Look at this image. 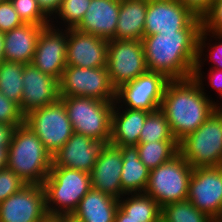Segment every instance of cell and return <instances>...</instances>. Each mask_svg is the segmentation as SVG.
I'll return each mask as SVG.
<instances>
[{
  "instance_id": "cell-1",
  "label": "cell",
  "mask_w": 222,
  "mask_h": 222,
  "mask_svg": "<svg viewBox=\"0 0 222 222\" xmlns=\"http://www.w3.org/2000/svg\"><path fill=\"white\" fill-rule=\"evenodd\" d=\"M201 29L202 19L197 16L183 30L144 36L147 70L162 73L169 80L192 78Z\"/></svg>"
},
{
  "instance_id": "cell-2",
  "label": "cell",
  "mask_w": 222,
  "mask_h": 222,
  "mask_svg": "<svg viewBox=\"0 0 222 222\" xmlns=\"http://www.w3.org/2000/svg\"><path fill=\"white\" fill-rule=\"evenodd\" d=\"M216 109L193 78L170 80L160 106L177 142L197 130Z\"/></svg>"
},
{
  "instance_id": "cell-3",
  "label": "cell",
  "mask_w": 222,
  "mask_h": 222,
  "mask_svg": "<svg viewBox=\"0 0 222 222\" xmlns=\"http://www.w3.org/2000/svg\"><path fill=\"white\" fill-rule=\"evenodd\" d=\"M52 164V155L29 126L23 123L15 127L8 147L7 168L25 184L42 185Z\"/></svg>"
},
{
  "instance_id": "cell-4",
  "label": "cell",
  "mask_w": 222,
  "mask_h": 222,
  "mask_svg": "<svg viewBox=\"0 0 222 222\" xmlns=\"http://www.w3.org/2000/svg\"><path fill=\"white\" fill-rule=\"evenodd\" d=\"M42 186L49 216H71L92 188L89 173L67 167H51Z\"/></svg>"
},
{
  "instance_id": "cell-5",
  "label": "cell",
  "mask_w": 222,
  "mask_h": 222,
  "mask_svg": "<svg viewBox=\"0 0 222 222\" xmlns=\"http://www.w3.org/2000/svg\"><path fill=\"white\" fill-rule=\"evenodd\" d=\"M179 154L193 167L222 163V108H217L194 132L178 142Z\"/></svg>"
},
{
  "instance_id": "cell-6",
  "label": "cell",
  "mask_w": 222,
  "mask_h": 222,
  "mask_svg": "<svg viewBox=\"0 0 222 222\" xmlns=\"http://www.w3.org/2000/svg\"><path fill=\"white\" fill-rule=\"evenodd\" d=\"M64 103L73 132L97 141L110 142L111 115L115 102L90 97H60Z\"/></svg>"
},
{
  "instance_id": "cell-7",
  "label": "cell",
  "mask_w": 222,
  "mask_h": 222,
  "mask_svg": "<svg viewBox=\"0 0 222 222\" xmlns=\"http://www.w3.org/2000/svg\"><path fill=\"white\" fill-rule=\"evenodd\" d=\"M193 167L179 153L171 160L150 170L145 193L162 208L187 199Z\"/></svg>"
},
{
  "instance_id": "cell-8",
  "label": "cell",
  "mask_w": 222,
  "mask_h": 222,
  "mask_svg": "<svg viewBox=\"0 0 222 222\" xmlns=\"http://www.w3.org/2000/svg\"><path fill=\"white\" fill-rule=\"evenodd\" d=\"M24 123L53 156L72 136L73 128L64 103L57 102L29 112Z\"/></svg>"
},
{
  "instance_id": "cell-9",
  "label": "cell",
  "mask_w": 222,
  "mask_h": 222,
  "mask_svg": "<svg viewBox=\"0 0 222 222\" xmlns=\"http://www.w3.org/2000/svg\"><path fill=\"white\" fill-rule=\"evenodd\" d=\"M60 97H90L115 102L116 89L109 79L107 67L83 68L66 66L59 80Z\"/></svg>"
},
{
  "instance_id": "cell-10",
  "label": "cell",
  "mask_w": 222,
  "mask_h": 222,
  "mask_svg": "<svg viewBox=\"0 0 222 222\" xmlns=\"http://www.w3.org/2000/svg\"><path fill=\"white\" fill-rule=\"evenodd\" d=\"M107 69L112 86L135 80L147 71L141 40H108Z\"/></svg>"
},
{
  "instance_id": "cell-11",
  "label": "cell",
  "mask_w": 222,
  "mask_h": 222,
  "mask_svg": "<svg viewBox=\"0 0 222 222\" xmlns=\"http://www.w3.org/2000/svg\"><path fill=\"white\" fill-rule=\"evenodd\" d=\"M169 81L164 74L147 70L116 89L115 104L118 107L154 112L160 109Z\"/></svg>"
},
{
  "instance_id": "cell-12",
  "label": "cell",
  "mask_w": 222,
  "mask_h": 222,
  "mask_svg": "<svg viewBox=\"0 0 222 222\" xmlns=\"http://www.w3.org/2000/svg\"><path fill=\"white\" fill-rule=\"evenodd\" d=\"M187 199L216 221L222 211V174L219 167L193 168Z\"/></svg>"
},
{
  "instance_id": "cell-13",
  "label": "cell",
  "mask_w": 222,
  "mask_h": 222,
  "mask_svg": "<svg viewBox=\"0 0 222 222\" xmlns=\"http://www.w3.org/2000/svg\"><path fill=\"white\" fill-rule=\"evenodd\" d=\"M47 216L42 185L26 184L0 203V222H42Z\"/></svg>"
},
{
  "instance_id": "cell-14",
  "label": "cell",
  "mask_w": 222,
  "mask_h": 222,
  "mask_svg": "<svg viewBox=\"0 0 222 222\" xmlns=\"http://www.w3.org/2000/svg\"><path fill=\"white\" fill-rule=\"evenodd\" d=\"M66 55L67 29L48 25L41 30L31 64L60 80L67 66Z\"/></svg>"
},
{
  "instance_id": "cell-15",
  "label": "cell",
  "mask_w": 222,
  "mask_h": 222,
  "mask_svg": "<svg viewBox=\"0 0 222 222\" xmlns=\"http://www.w3.org/2000/svg\"><path fill=\"white\" fill-rule=\"evenodd\" d=\"M197 15L178 0H148L144 36L185 29Z\"/></svg>"
},
{
  "instance_id": "cell-16",
  "label": "cell",
  "mask_w": 222,
  "mask_h": 222,
  "mask_svg": "<svg viewBox=\"0 0 222 222\" xmlns=\"http://www.w3.org/2000/svg\"><path fill=\"white\" fill-rule=\"evenodd\" d=\"M23 92L20 112L26 116L29 112L51 105L60 99L59 80L41 72L32 64H25L23 71Z\"/></svg>"
},
{
  "instance_id": "cell-17",
  "label": "cell",
  "mask_w": 222,
  "mask_h": 222,
  "mask_svg": "<svg viewBox=\"0 0 222 222\" xmlns=\"http://www.w3.org/2000/svg\"><path fill=\"white\" fill-rule=\"evenodd\" d=\"M108 40L67 29V66L83 68L107 67Z\"/></svg>"
},
{
  "instance_id": "cell-18",
  "label": "cell",
  "mask_w": 222,
  "mask_h": 222,
  "mask_svg": "<svg viewBox=\"0 0 222 222\" xmlns=\"http://www.w3.org/2000/svg\"><path fill=\"white\" fill-rule=\"evenodd\" d=\"M104 141L73 132L71 138L52 156V167H67L91 173Z\"/></svg>"
},
{
  "instance_id": "cell-19",
  "label": "cell",
  "mask_w": 222,
  "mask_h": 222,
  "mask_svg": "<svg viewBox=\"0 0 222 222\" xmlns=\"http://www.w3.org/2000/svg\"><path fill=\"white\" fill-rule=\"evenodd\" d=\"M122 168L121 147L105 144L90 173L92 188L119 200L125 194L120 181Z\"/></svg>"
},
{
  "instance_id": "cell-20",
  "label": "cell",
  "mask_w": 222,
  "mask_h": 222,
  "mask_svg": "<svg viewBox=\"0 0 222 222\" xmlns=\"http://www.w3.org/2000/svg\"><path fill=\"white\" fill-rule=\"evenodd\" d=\"M119 11L120 0H91L76 29L111 40L116 35Z\"/></svg>"
},
{
  "instance_id": "cell-21",
  "label": "cell",
  "mask_w": 222,
  "mask_h": 222,
  "mask_svg": "<svg viewBox=\"0 0 222 222\" xmlns=\"http://www.w3.org/2000/svg\"><path fill=\"white\" fill-rule=\"evenodd\" d=\"M149 113L146 110L118 107L114 103L109 143L117 147L136 146L139 143V136Z\"/></svg>"
},
{
  "instance_id": "cell-22",
  "label": "cell",
  "mask_w": 222,
  "mask_h": 222,
  "mask_svg": "<svg viewBox=\"0 0 222 222\" xmlns=\"http://www.w3.org/2000/svg\"><path fill=\"white\" fill-rule=\"evenodd\" d=\"M32 23H24L4 33V60L31 64L38 37L43 29Z\"/></svg>"
},
{
  "instance_id": "cell-23",
  "label": "cell",
  "mask_w": 222,
  "mask_h": 222,
  "mask_svg": "<svg viewBox=\"0 0 222 222\" xmlns=\"http://www.w3.org/2000/svg\"><path fill=\"white\" fill-rule=\"evenodd\" d=\"M119 200L91 188L72 213L78 222H114Z\"/></svg>"
},
{
  "instance_id": "cell-24",
  "label": "cell",
  "mask_w": 222,
  "mask_h": 222,
  "mask_svg": "<svg viewBox=\"0 0 222 222\" xmlns=\"http://www.w3.org/2000/svg\"><path fill=\"white\" fill-rule=\"evenodd\" d=\"M148 0H120V11L116 28V40H141Z\"/></svg>"
},
{
  "instance_id": "cell-25",
  "label": "cell",
  "mask_w": 222,
  "mask_h": 222,
  "mask_svg": "<svg viewBox=\"0 0 222 222\" xmlns=\"http://www.w3.org/2000/svg\"><path fill=\"white\" fill-rule=\"evenodd\" d=\"M123 158L121 186L125 194L145 192L150 170L140 160L137 146H120Z\"/></svg>"
},
{
  "instance_id": "cell-26",
  "label": "cell",
  "mask_w": 222,
  "mask_h": 222,
  "mask_svg": "<svg viewBox=\"0 0 222 222\" xmlns=\"http://www.w3.org/2000/svg\"><path fill=\"white\" fill-rule=\"evenodd\" d=\"M119 208L125 213V219L158 220L161 207L145 192L124 194L119 199Z\"/></svg>"
},
{
  "instance_id": "cell-27",
  "label": "cell",
  "mask_w": 222,
  "mask_h": 222,
  "mask_svg": "<svg viewBox=\"0 0 222 222\" xmlns=\"http://www.w3.org/2000/svg\"><path fill=\"white\" fill-rule=\"evenodd\" d=\"M204 62L208 63V68L222 70V34L201 29L195 67H204Z\"/></svg>"
},
{
  "instance_id": "cell-28",
  "label": "cell",
  "mask_w": 222,
  "mask_h": 222,
  "mask_svg": "<svg viewBox=\"0 0 222 222\" xmlns=\"http://www.w3.org/2000/svg\"><path fill=\"white\" fill-rule=\"evenodd\" d=\"M139 158L149 170L171 160L179 153L177 141L138 143Z\"/></svg>"
},
{
  "instance_id": "cell-29",
  "label": "cell",
  "mask_w": 222,
  "mask_h": 222,
  "mask_svg": "<svg viewBox=\"0 0 222 222\" xmlns=\"http://www.w3.org/2000/svg\"><path fill=\"white\" fill-rule=\"evenodd\" d=\"M24 65L8 61L0 63V92L9 100L15 102L19 108L23 92Z\"/></svg>"
},
{
  "instance_id": "cell-30",
  "label": "cell",
  "mask_w": 222,
  "mask_h": 222,
  "mask_svg": "<svg viewBox=\"0 0 222 222\" xmlns=\"http://www.w3.org/2000/svg\"><path fill=\"white\" fill-rule=\"evenodd\" d=\"M91 0H62L60 9L50 25L60 29L76 28L83 19Z\"/></svg>"
},
{
  "instance_id": "cell-31",
  "label": "cell",
  "mask_w": 222,
  "mask_h": 222,
  "mask_svg": "<svg viewBox=\"0 0 222 222\" xmlns=\"http://www.w3.org/2000/svg\"><path fill=\"white\" fill-rule=\"evenodd\" d=\"M161 217L165 222H215L188 199L164 205L161 208Z\"/></svg>"
},
{
  "instance_id": "cell-32",
  "label": "cell",
  "mask_w": 222,
  "mask_h": 222,
  "mask_svg": "<svg viewBox=\"0 0 222 222\" xmlns=\"http://www.w3.org/2000/svg\"><path fill=\"white\" fill-rule=\"evenodd\" d=\"M176 141L165 114L160 110L150 112L139 136V143Z\"/></svg>"
},
{
  "instance_id": "cell-33",
  "label": "cell",
  "mask_w": 222,
  "mask_h": 222,
  "mask_svg": "<svg viewBox=\"0 0 222 222\" xmlns=\"http://www.w3.org/2000/svg\"><path fill=\"white\" fill-rule=\"evenodd\" d=\"M203 67H195L194 72H193V79L200 85L202 91L207 95V97L212 100L213 105L216 108H222V70H217V69H212L209 68L207 73L206 71L204 72ZM207 74V75H206ZM206 75V77H205ZM208 80V81H207ZM205 82V83H204ZM210 90L212 89L213 91L215 90V93L218 95L216 96L217 99H213L211 95H209ZM208 86V87H207ZM208 92V93H207ZM219 97V101L218 100ZM216 100V101H215Z\"/></svg>"
},
{
  "instance_id": "cell-34",
  "label": "cell",
  "mask_w": 222,
  "mask_h": 222,
  "mask_svg": "<svg viewBox=\"0 0 222 222\" xmlns=\"http://www.w3.org/2000/svg\"><path fill=\"white\" fill-rule=\"evenodd\" d=\"M13 8L24 23L46 27L50 19L42 12L37 0H10Z\"/></svg>"
},
{
  "instance_id": "cell-35",
  "label": "cell",
  "mask_w": 222,
  "mask_h": 222,
  "mask_svg": "<svg viewBox=\"0 0 222 222\" xmlns=\"http://www.w3.org/2000/svg\"><path fill=\"white\" fill-rule=\"evenodd\" d=\"M24 117L19 106L0 92V123L17 127L24 123Z\"/></svg>"
},
{
  "instance_id": "cell-36",
  "label": "cell",
  "mask_w": 222,
  "mask_h": 222,
  "mask_svg": "<svg viewBox=\"0 0 222 222\" xmlns=\"http://www.w3.org/2000/svg\"><path fill=\"white\" fill-rule=\"evenodd\" d=\"M26 185L11 169H0V203Z\"/></svg>"
},
{
  "instance_id": "cell-37",
  "label": "cell",
  "mask_w": 222,
  "mask_h": 222,
  "mask_svg": "<svg viewBox=\"0 0 222 222\" xmlns=\"http://www.w3.org/2000/svg\"><path fill=\"white\" fill-rule=\"evenodd\" d=\"M201 19L202 29L222 34V0H214Z\"/></svg>"
},
{
  "instance_id": "cell-38",
  "label": "cell",
  "mask_w": 222,
  "mask_h": 222,
  "mask_svg": "<svg viewBox=\"0 0 222 222\" xmlns=\"http://www.w3.org/2000/svg\"><path fill=\"white\" fill-rule=\"evenodd\" d=\"M23 24L11 1H0V32L5 33Z\"/></svg>"
},
{
  "instance_id": "cell-39",
  "label": "cell",
  "mask_w": 222,
  "mask_h": 222,
  "mask_svg": "<svg viewBox=\"0 0 222 222\" xmlns=\"http://www.w3.org/2000/svg\"><path fill=\"white\" fill-rule=\"evenodd\" d=\"M180 3L190 8L197 16L202 15L210 8L214 0H178Z\"/></svg>"
},
{
  "instance_id": "cell-40",
  "label": "cell",
  "mask_w": 222,
  "mask_h": 222,
  "mask_svg": "<svg viewBox=\"0 0 222 222\" xmlns=\"http://www.w3.org/2000/svg\"><path fill=\"white\" fill-rule=\"evenodd\" d=\"M42 12L51 20L60 9L62 0H37Z\"/></svg>"
},
{
  "instance_id": "cell-41",
  "label": "cell",
  "mask_w": 222,
  "mask_h": 222,
  "mask_svg": "<svg viewBox=\"0 0 222 222\" xmlns=\"http://www.w3.org/2000/svg\"><path fill=\"white\" fill-rule=\"evenodd\" d=\"M15 126L0 123V146L9 147Z\"/></svg>"
},
{
  "instance_id": "cell-42",
  "label": "cell",
  "mask_w": 222,
  "mask_h": 222,
  "mask_svg": "<svg viewBox=\"0 0 222 222\" xmlns=\"http://www.w3.org/2000/svg\"><path fill=\"white\" fill-rule=\"evenodd\" d=\"M157 220H135V219H125V213L118 208L116 215H115V221L114 222H156Z\"/></svg>"
},
{
  "instance_id": "cell-43",
  "label": "cell",
  "mask_w": 222,
  "mask_h": 222,
  "mask_svg": "<svg viewBox=\"0 0 222 222\" xmlns=\"http://www.w3.org/2000/svg\"><path fill=\"white\" fill-rule=\"evenodd\" d=\"M8 147L0 146V169L7 167Z\"/></svg>"
},
{
  "instance_id": "cell-44",
  "label": "cell",
  "mask_w": 222,
  "mask_h": 222,
  "mask_svg": "<svg viewBox=\"0 0 222 222\" xmlns=\"http://www.w3.org/2000/svg\"><path fill=\"white\" fill-rule=\"evenodd\" d=\"M4 60V32H0V63Z\"/></svg>"
},
{
  "instance_id": "cell-45",
  "label": "cell",
  "mask_w": 222,
  "mask_h": 222,
  "mask_svg": "<svg viewBox=\"0 0 222 222\" xmlns=\"http://www.w3.org/2000/svg\"><path fill=\"white\" fill-rule=\"evenodd\" d=\"M42 222H62V216H47Z\"/></svg>"
},
{
  "instance_id": "cell-46",
  "label": "cell",
  "mask_w": 222,
  "mask_h": 222,
  "mask_svg": "<svg viewBox=\"0 0 222 222\" xmlns=\"http://www.w3.org/2000/svg\"><path fill=\"white\" fill-rule=\"evenodd\" d=\"M62 222H78L71 216H62Z\"/></svg>"
},
{
  "instance_id": "cell-47",
  "label": "cell",
  "mask_w": 222,
  "mask_h": 222,
  "mask_svg": "<svg viewBox=\"0 0 222 222\" xmlns=\"http://www.w3.org/2000/svg\"><path fill=\"white\" fill-rule=\"evenodd\" d=\"M215 222H222V211H221V214L219 215V217L216 219Z\"/></svg>"
},
{
  "instance_id": "cell-48",
  "label": "cell",
  "mask_w": 222,
  "mask_h": 222,
  "mask_svg": "<svg viewBox=\"0 0 222 222\" xmlns=\"http://www.w3.org/2000/svg\"><path fill=\"white\" fill-rule=\"evenodd\" d=\"M156 222H165L162 217H160Z\"/></svg>"
},
{
  "instance_id": "cell-49",
  "label": "cell",
  "mask_w": 222,
  "mask_h": 222,
  "mask_svg": "<svg viewBox=\"0 0 222 222\" xmlns=\"http://www.w3.org/2000/svg\"><path fill=\"white\" fill-rule=\"evenodd\" d=\"M220 168L221 174H222V163L218 166Z\"/></svg>"
}]
</instances>
